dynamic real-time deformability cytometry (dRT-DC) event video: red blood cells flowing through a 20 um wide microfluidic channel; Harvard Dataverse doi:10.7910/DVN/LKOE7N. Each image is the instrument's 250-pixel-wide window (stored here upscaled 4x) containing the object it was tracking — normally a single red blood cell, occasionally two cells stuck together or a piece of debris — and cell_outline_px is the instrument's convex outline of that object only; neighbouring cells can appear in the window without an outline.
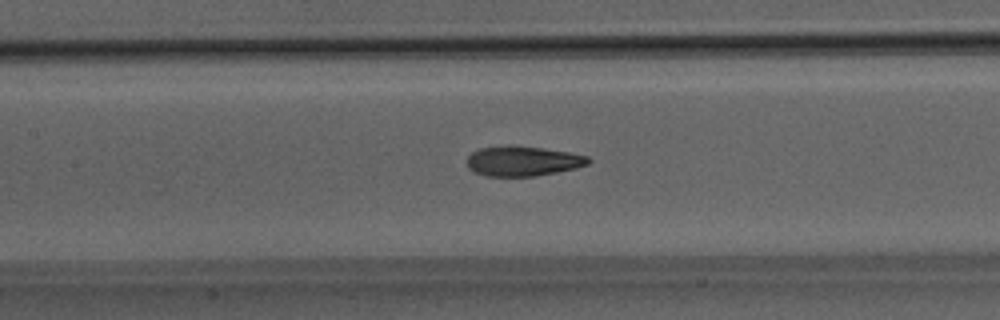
{"species": "Egyptian fruit bat (a non-hibernating species)", "species_latin": "Rousettus aegyptiacus", "temperature_condition": "room temperature", "stored_images_in_passage": 37, "camera_frame_rate_fps": 3000, "um_per_image_px": 0.085, "animal": {"sex": "male"}, "frame": {"image": 1, "passage_image": 10, "time_ms": 3.0, "image_size_px": [1000, 320], "cell_outline_px": [[592, 160], [588, 164], [576, 168], [536, 176], [484, 176], [468, 168], [468, 156], [472, 152], [480, 148], [540, 148], [568, 152], [588, 156]], "centroid_in_image_um": [44.48, 13.73], "position_along_channel_um": 162.9, "area_um2": 20.35}}
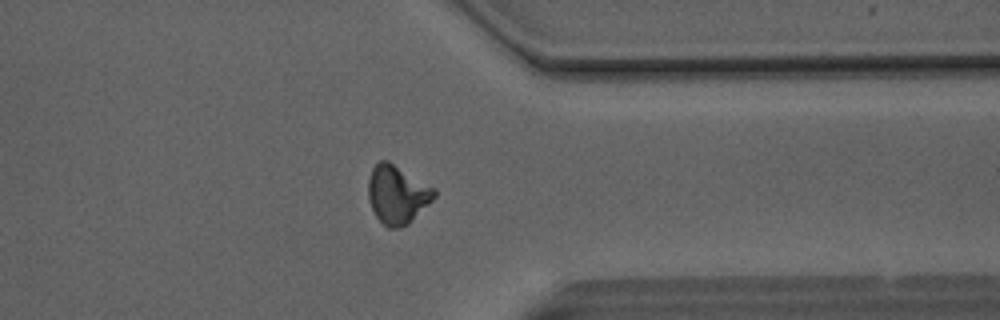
{"frame": {"image": 2, "passage_image": 26, "time_ms": 8.333, "image_size_px": [1000, 320], "cell_outline_px": [[436, 196], [408, 224], [400, 228], [388, 228], [376, 216], [372, 208], [368, 196], [368, 180], [372, 168], [380, 160], [388, 160], [436, 188]], "centroid_in_image_um": [33.77, 16.51], "position_along_channel_um": 377.6, "area_um2": 22.43}}
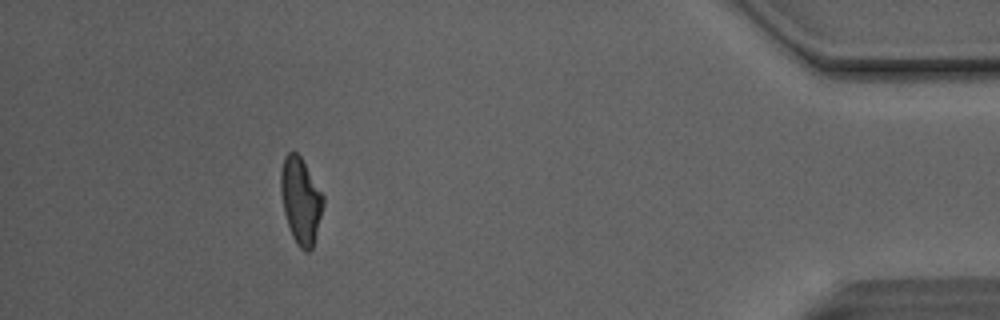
{"frame": {"image": 3, "passage_image": 32, "time_ms": 10.333, "image_size_px": [1000, 320], "cell_outline_px": [[324, 204], [312, 248], [308, 252], [304, 252], [296, 244], [292, 236], [284, 212], [280, 192], [280, 172], [284, 156], [288, 152], [296, 152], [300, 156], [324, 196]], "centroid_in_image_um": [25.54, 17.05], "position_along_channel_um": 409.7, "area_um2": 21.21}, "authors_computed_cell_mechanics": {"area_um2": 21.4438, "velocity_mm_per_s": 4.1318, "shape_relaxation_time_tau1_ms": 6.6721, "shape_relaxation_time_tau2_ms": 1.6385, "deformation_change_tau1": 0.2041, "deformation_change_tau2": 0.0921}}